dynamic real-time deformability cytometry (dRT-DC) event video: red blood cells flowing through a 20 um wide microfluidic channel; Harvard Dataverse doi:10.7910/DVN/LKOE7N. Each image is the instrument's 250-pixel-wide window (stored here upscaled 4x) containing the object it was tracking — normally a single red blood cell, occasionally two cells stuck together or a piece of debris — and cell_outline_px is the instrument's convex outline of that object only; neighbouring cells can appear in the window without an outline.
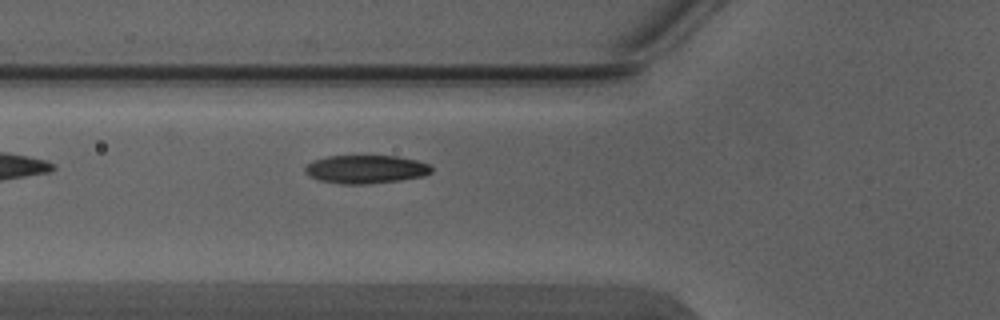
{"species": "Egyptian fruit bat (a non-hibernating species)", "species_latin": "Rousettus aegyptiacus", "temperature_condition": "warm", "stored_images_in_passage": 3, "camera_frame_rate_fps": 3000, "um_per_image_px": 0.085, "animal": {"sex": "male"}, "frame": {"image": 1, "passage_image": 3, "time_ms": 0.667, "image_size_px": [1000, 320], "cell_outline_px": [[432, 172], [424, 176], [400, 180], [368, 184], [340, 184], [316, 180], [308, 176], [304, 172], [304, 168], [312, 160], [328, 156], [396, 156], [416, 160], [428, 164], [432, 168]], "centroid_in_image_um": [31.05, 14.39], "position_along_channel_um": 94.8, "area_um2": 21.04}}